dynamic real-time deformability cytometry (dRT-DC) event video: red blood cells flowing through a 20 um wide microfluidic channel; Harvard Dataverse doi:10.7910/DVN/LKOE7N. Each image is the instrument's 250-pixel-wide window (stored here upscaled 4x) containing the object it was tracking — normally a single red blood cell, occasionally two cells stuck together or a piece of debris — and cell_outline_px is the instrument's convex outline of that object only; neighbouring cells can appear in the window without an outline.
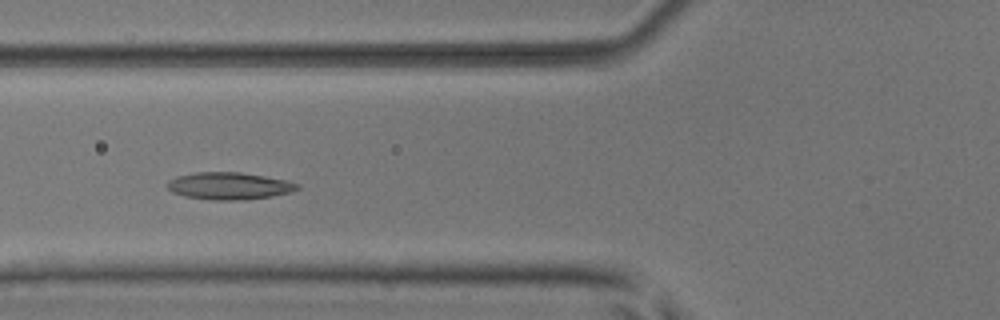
{"species": "common noctule bat (a hibernating species)", "species_latin": "Nyctalus noctula", "temperature_condition": "room temperature", "stored_images_in_passage": 5, "camera_frame_rate_fps": 3000, "um_per_image_px": 0.085, "animal": {"sex": "male", "body_mass_g": 17.9, "forearm_length_mm": 54.2}, "frame": {"image": 1, "passage_image": 5, "time_ms": 1.333, "image_size_px": [1000, 320], "cell_outline_px": [[300, 188], [292, 192], [272, 196], [244, 200], [212, 200], [184, 196], [172, 192], [164, 184], [168, 180], [176, 176], [196, 172], [240, 172], [288, 180], [300, 184]], "centroid_in_image_um": [19.47, 15.8], "position_along_channel_um": 106.3, "area_um2": 20.87}}